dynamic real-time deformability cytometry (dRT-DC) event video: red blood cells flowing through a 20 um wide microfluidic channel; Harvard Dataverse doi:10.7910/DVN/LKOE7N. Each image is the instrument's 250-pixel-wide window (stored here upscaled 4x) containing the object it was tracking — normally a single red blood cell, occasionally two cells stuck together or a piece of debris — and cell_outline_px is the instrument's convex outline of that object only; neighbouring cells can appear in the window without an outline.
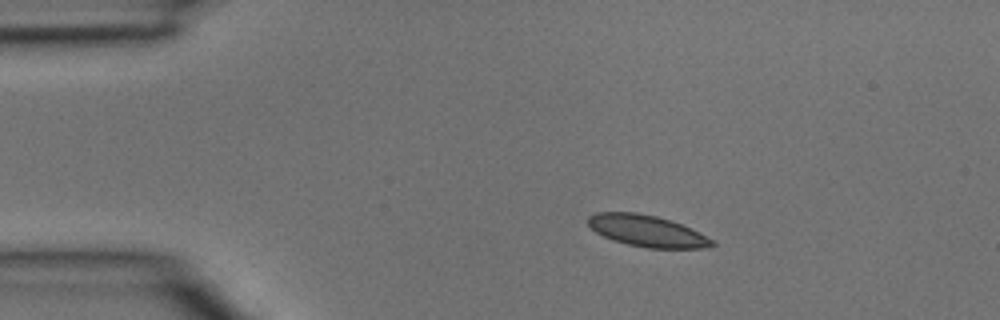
{"species": "common noctule bat (a hibernating species)", "species_latin": "Nyctalus noctula", "temperature_condition": "room temperature", "stored_images_in_passage": 3, "camera_frame_rate_fps": 3000, "um_per_image_px": 0.085, "animal": {"sex": "male", "body_mass_g": 15.6}, "frame": {"image": 1, "passage_image": 2, "time_ms": 0.333, "image_size_px": [1000, 320], "cell_outline_px": [[716, 244], [704, 248], [648, 248], [628, 244], [604, 236], [596, 232], [588, 224], [588, 216], [596, 212], [636, 212], [656, 216], [680, 224], [716, 240]], "centroid_in_image_um": [55.01, 19.63], "position_along_channel_um": 30.0, "area_um2": 22.48}}